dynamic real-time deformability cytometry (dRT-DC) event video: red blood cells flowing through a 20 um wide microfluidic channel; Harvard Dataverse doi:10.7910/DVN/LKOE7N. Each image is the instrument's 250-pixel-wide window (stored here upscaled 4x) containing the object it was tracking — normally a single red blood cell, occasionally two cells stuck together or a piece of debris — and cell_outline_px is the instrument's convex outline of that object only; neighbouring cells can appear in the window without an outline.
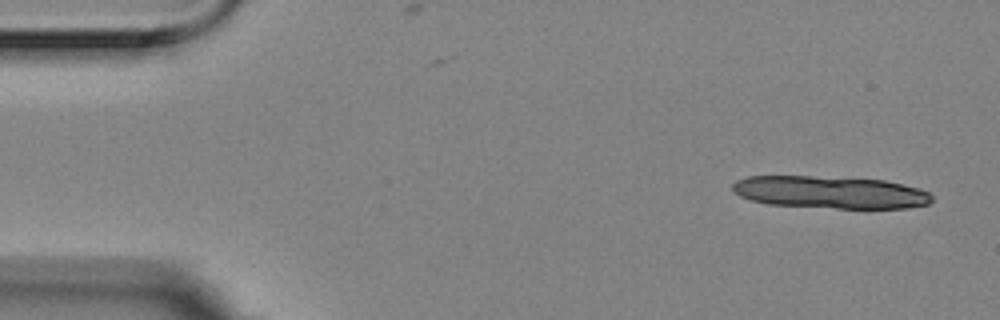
{"species": "Egyptian fruit bat (a non-hibernating species)", "species_latin": "Rousettus aegyptiacus", "temperature_condition": "room temperature", "stored_images_in_passage": 12, "camera_frame_rate_fps": 3000, "um_per_image_px": 0.085, "animal": {"sex": "female"}, "frame": {"image": 1, "passage_image": 2, "time_ms": 0.333, "image_size_px": [1000, 320], "cell_outline_px": [[932, 200], [928, 204], [908, 208], [836, 208], [768, 204], [752, 200], [740, 196], [732, 188], [732, 184], [736, 180], [748, 176], [812, 176], [884, 180], [920, 188], [928, 192], [932, 196]], "centroid_in_image_um": [70.58, 16.34], "position_along_channel_um": 14.4, "area_um2": 37.51}}